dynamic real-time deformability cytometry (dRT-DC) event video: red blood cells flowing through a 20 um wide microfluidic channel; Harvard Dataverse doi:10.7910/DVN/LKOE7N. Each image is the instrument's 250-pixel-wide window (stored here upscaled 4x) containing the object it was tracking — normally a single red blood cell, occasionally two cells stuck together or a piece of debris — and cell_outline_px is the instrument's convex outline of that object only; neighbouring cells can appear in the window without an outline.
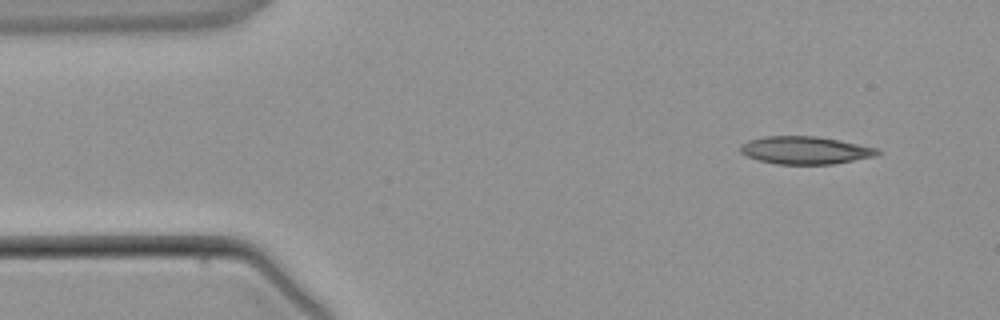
{"species": "common noctule bat (a hibernating species)", "species_latin": "Nyctalus noctula", "temperature_condition": "warm", "stored_images_in_passage": 3, "camera_frame_rate_fps": 3000, "um_per_image_px": 0.085, "animal": {"sex": "male", "body_mass_g": 21.5, "forearm_length_mm": 52.0}, "frame": {"image": 1, "passage_image": 1, "time_ms": 0.0, "image_size_px": [1000, 320], "cell_outline_px": [[880, 152], [876, 156], [832, 164], [776, 164], [756, 160], [740, 152], [740, 144], [748, 140], [764, 136], [816, 136], [840, 140], [876, 148]], "centroid_in_image_um": [68.4, 12.77], "position_along_channel_um": 16.6, "area_um2": 22.14}}
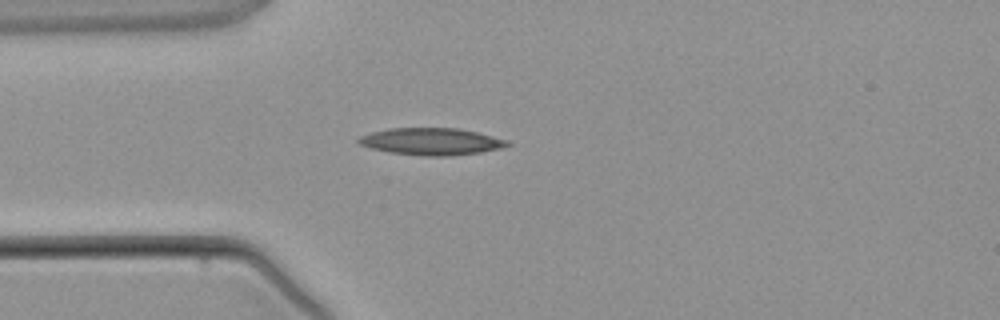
{"frame": {"image": 2, "passage_image": 3, "time_ms": 2.333, "image_size_px": [1000, 320], "cell_outline_px": [[512, 144], [500, 148], [480, 152], [452, 156], [424, 156], [392, 152], [372, 148], [360, 144], [356, 140], [360, 136], [372, 132], [388, 128], [456, 128], [476, 132], [508, 140]], "centroid_in_image_um": [36.67, 12.02], "position_along_channel_um": 48.3, "area_um2": 23.24}}